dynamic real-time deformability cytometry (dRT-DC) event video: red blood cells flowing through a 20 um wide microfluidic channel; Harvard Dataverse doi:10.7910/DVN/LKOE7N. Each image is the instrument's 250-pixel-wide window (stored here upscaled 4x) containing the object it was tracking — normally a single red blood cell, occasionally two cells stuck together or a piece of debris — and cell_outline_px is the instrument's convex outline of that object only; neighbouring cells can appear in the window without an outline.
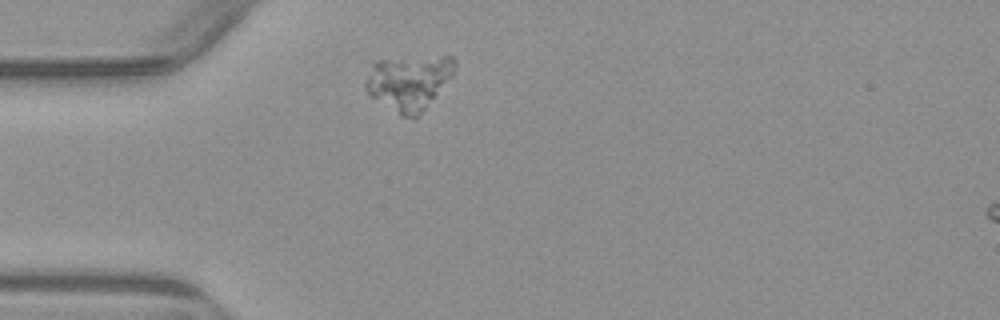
{"species": "common noctule bat (a hibernating species)", "species_latin": "Nyctalus noctula", "temperature_condition": "warm", "stored_images_in_passage": 1, "camera_frame_rate_fps": 3000, "um_per_image_px": 0.085, "animal": {"sex": "male", "body_mass_g": 23.1, "forearm_length_mm": 52.7}, "frame": {"image": 1, "passage_image": 1, "time_ms": 0.0, "image_size_px": [1000, 320], "cell_outline_px": [[456, 68], [452, 76], [416, 120], [412, 120], [400, 116], [368, 96], [364, 84], [372, 64], [376, 60], [440, 56], [452, 56], [456, 60]], "centroid_in_image_um": [34.74, 7.04], "position_along_channel_um": 50.3, "area_um2": 28.96}}